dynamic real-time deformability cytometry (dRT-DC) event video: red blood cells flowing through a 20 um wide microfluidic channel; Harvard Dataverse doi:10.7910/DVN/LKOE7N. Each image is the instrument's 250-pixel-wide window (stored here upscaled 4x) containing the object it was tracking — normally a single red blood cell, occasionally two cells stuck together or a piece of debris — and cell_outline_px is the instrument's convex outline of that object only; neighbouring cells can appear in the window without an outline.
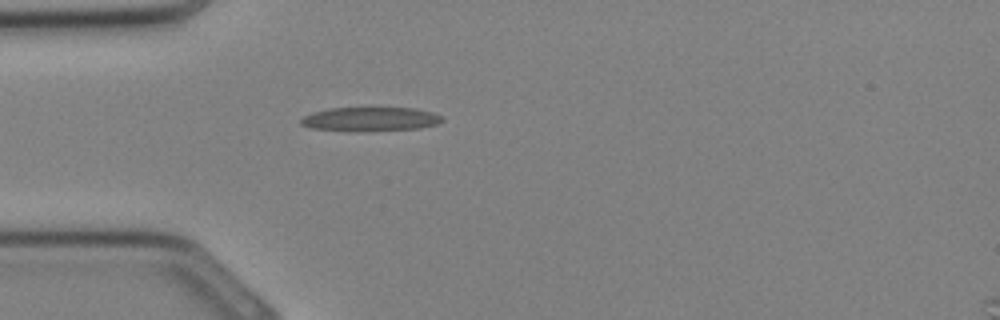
{"species": "Egyptian fruit bat (a non-hibernating species)", "species_latin": "Rousettus aegyptiacus", "temperature_condition": "cold", "stored_images_in_passage": 24, "camera_frame_rate_fps": 3000, "um_per_image_px": 0.085, "animal": {"sex": "female"}, "frame": {"image": 1, "passage_image": 1, "time_ms": 0.0, "image_size_px": [1000, 320], "cell_outline_px": [[444, 120], [436, 124], [420, 128], [308, 128], [300, 124], [300, 120], [304, 116], [312, 112], [332, 108], [412, 108], [432, 112], [440, 116]], "centroid_in_image_um": [31.48, 10.06], "position_along_channel_um": 53.5, "area_um2": 18.26}}
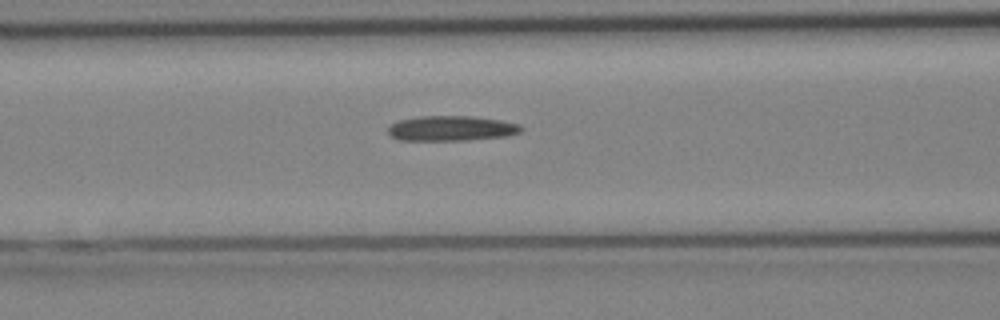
{"frame": {"image": 2, "passage_image": 5, "time_ms": 1.333, "image_size_px": [1000, 320], "cell_outline_px": [[524, 128], [520, 132], [508, 136], [468, 140], [400, 140], [392, 136], [388, 132], [388, 128], [392, 124], [400, 120], [420, 116], [472, 116], [500, 120], [520, 124]], "centroid_in_image_um": [38.41, 10.91], "position_along_channel_um": 128.2, "area_um2": 19.42}}
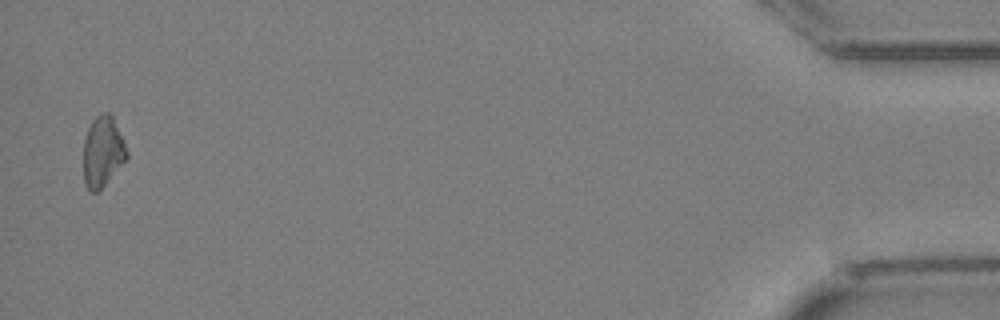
{"frame": {"image": 3, "passage_image": 24, "time_ms": 7.667, "image_size_px": [1000, 320], "cell_outline_px": [[128, 156], [104, 184], [96, 192], [88, 192], [84, 184], [84, 140], [88, 128], [92, 120], [96, 116], [104, 112], [108, 112], [112, 116], [124, 140], [128, 152]], "centroid_in_image_um": [8.71, 12.87], "position_along_channel_um": 426.5, "area_um2": 17.57}}